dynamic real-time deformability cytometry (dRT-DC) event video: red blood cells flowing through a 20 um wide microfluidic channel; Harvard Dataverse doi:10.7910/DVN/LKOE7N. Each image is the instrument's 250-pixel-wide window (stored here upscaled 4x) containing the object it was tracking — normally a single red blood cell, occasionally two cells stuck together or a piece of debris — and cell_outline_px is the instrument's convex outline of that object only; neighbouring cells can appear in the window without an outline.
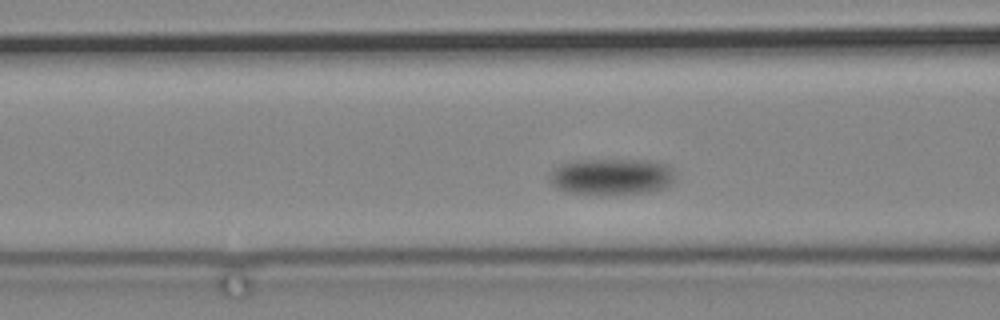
{"species": "common noctule bat (a hibernating species)", "species_latin": "Nyctalus noctula", "temperature_condition": "cold", "stored_images_in_passage": 59, "camera_frame_rate_fps": 3000, "um_per_image_px": 0.085, "animal": {"sex": "male", "body_mass_g": 19.2, "forearm_length_mm": 51.8}, "frame": {"image": 1, "passage_image": 9, "time_ms": 2.667, "image_size_px": [1000, 320], "cell_outline_px": [[676, 172], [672, 184], [664, 188], [648, 192], [616, 196], [564, 192], [552, 184], [548, 180], [548, 176], [552, 168], [560, 164], [576, 160], [648, 160], [668, 164]], "centroid_in_image_um": [51.98, 15.03], "position_along_channel_um": 114.6, "area_um2": 27.51}}
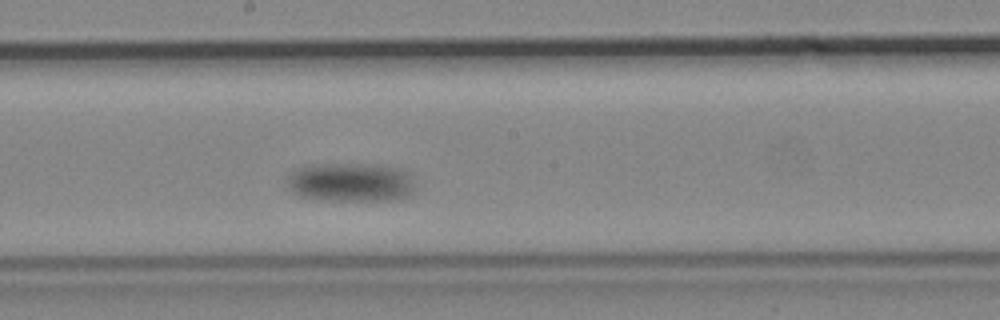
{"frame": {"image": 2, "passage_image": 22, "time_ms": 7.0, "image_size_px": [1000, 320], "cell_outline_px": [[416, 188], [408, 196], [396, 200], [332, 200], [300, 196], [292, 192], [288, 188], [284, 180], [296, 168], [312, 164], [372, 164], [400, 168], [408, 172], [416, 184]], "centroid_in_image_um": [29.82, 15.48], "position_along_channel_um": 218.4, "area_um2": 29.48}}
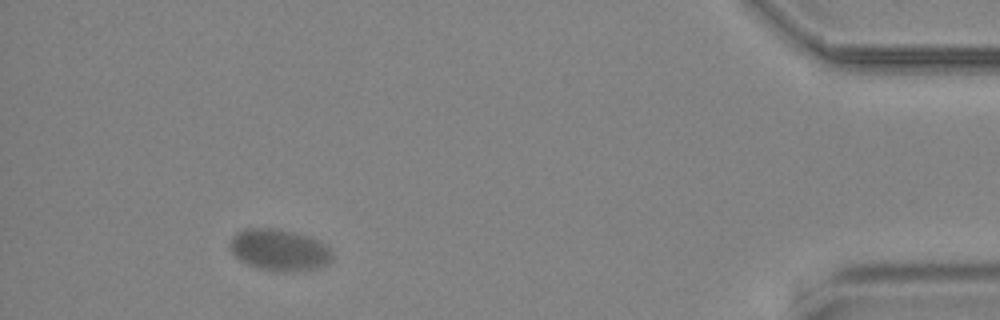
{"frame": {"image": 3, "passage_image": 53, "time_ms": 17.333, "image_size_px": [1000, 320], "cell_outline_px": [[332, 260], [328, 264], [316, 268], [292, 272], [288, 272], [260, 268], [248, 264], [240, 260], [228, 248], [228, 244], [232, 236], [236, 232], [248, 228], [276, 228], [292, 232], [328, 244], [332, 252]], "centroid_in_image_um": [23.73, 21.24], "position_along_channel_um": 411.5, "area_um2": 24.74}}